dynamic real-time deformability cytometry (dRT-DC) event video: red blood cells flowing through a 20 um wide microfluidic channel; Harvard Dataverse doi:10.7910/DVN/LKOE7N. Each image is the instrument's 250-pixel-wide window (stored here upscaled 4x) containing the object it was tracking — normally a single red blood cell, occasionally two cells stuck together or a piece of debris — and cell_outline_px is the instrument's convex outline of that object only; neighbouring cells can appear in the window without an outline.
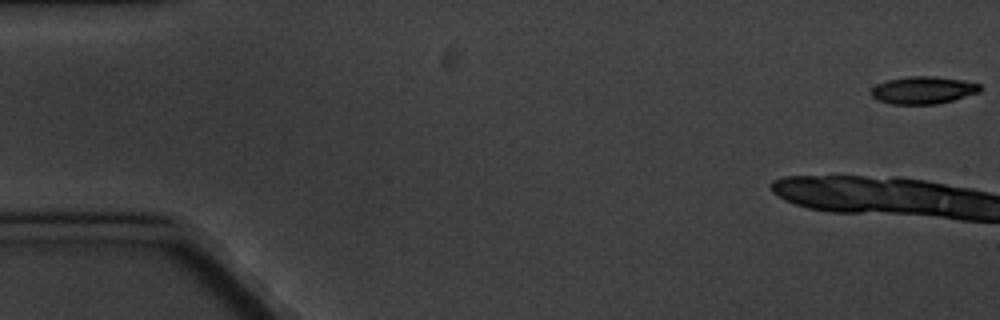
{"species": "common noctule bat (a hibernating species)", "species_latin": "Nyctalus noctula", "temperature_condition": "cold", "stored_images_in_passage": 6, "camera_frame_rate_fps": 3000, "um_per_image_px": 0.085, "animal": {"sex": "male", "body_mass_g": 20.1, "forearm_length_mm": 53.5}, "frame": {"image": 1, "passage_image": 1, "time_ms": 0.0, "image_size_px": [1000, 320], "cell_outline_px": [[984, 88], [980, 92], [952, 100], [936, 104], [892, 104], [876, 100], [872, 96], [872, 88], [876, 84], [888, 80], [908, 76], [936, 76], [960, 80], [980, 84]], "centroid_in_image_um": [78.47, 7.66], "position_along_channel_um": 6.5, "area_um2": 17.4}}
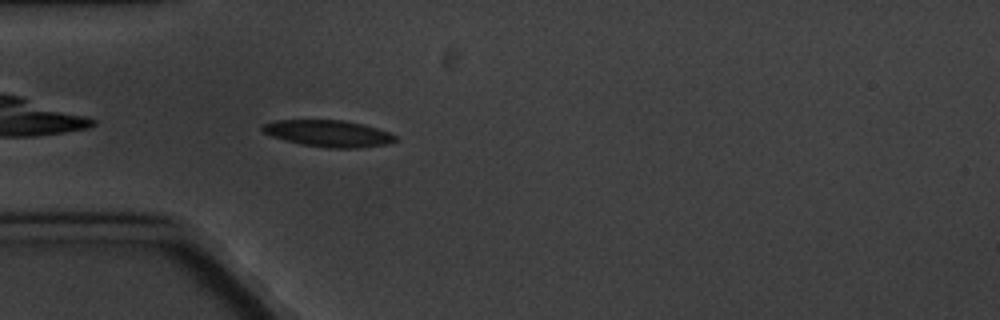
{"frame": {"image": 2, "passage_image": 6, "time_ms": 6.667, "image_size_px": [1000, 320], "cell_outline_px": [[400, 140], [388, 144], [356, 148], [328, 148], [300, 144], [272, 136], [264, 132], [260, 128], [264, 124], [276, 120], [344, 120], [376, 128], [388, 132], [396, 136]], "centroid_in_image_um": [27.94, 11.35], "position_along_channel_um": 57.1, "area_um2": 20.52}}